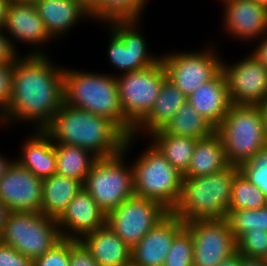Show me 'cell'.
<instances>
[{"label":"cell","instance_id":"obj_1","mask_svg":"<svg viewBox=\"0 0 267 266\" xmlns=\"http://www.w3.org/2000/svg\"><path fill=\"white\" fill-rule=\"evenodd\" d=\"M55 65L48 55L27 54L13 62L11 99L0 126L21 121L44 130L51 123L64 103V67Z\"/></svg>","mask_w":267,"mask_h":266},{"label":"cell","instance_id":"obj_2","mask_svg":"<svg viewBox=\"0 0 267 266\" xmlns=\"http://www.w3.org/2000/svg\"><path fill=\"white\" fill-rule=\"evenodd\" d=\"M44 131L54 143L84 148L97 158L121 153L128 137L110 119L65 103Z\"/></svg>","mask_w":267,"mask_h":266},{"label":"cell","instance_id":"obj_3","mask_svg":"<svg viewBox=\"0 0 267 266\" xmlns=\"http://www.w3.org/2000/svg\"><path fill=\"white\" fill-rule=\"evenodd\" d=\"M116 76L65 67L64 103L110 119L129 136L135 126L124 116Z\"/></svg>","mask_w":267,"mask_h":266},{"label":"cell","instance_id":"obj_4","mask_svg":"<svg viewBox=\"0 0 267 266\" xmlns=\"http://www.w3.org/2000/svg\"><path fill=\"white\" fill-rule=\"evenodd\" d=\"M237 166L200 177H183L179 201L172 213L184 223L224 219L231 202V185Z\"/></svg>","mask_w":267,"mask_h":266},{"label":"cell","instance_id":"obj_5","mask_svg":"<svg viewBox=\"0 0 267 266\" xmlns=\"http://www.w3.org/2000/svg\"><path fill=\"white\" fill-rule=\"evenodd\" d=\"M135 139L136 136L129 135L121 153L98 158L83 183V187L106 214L134 195L133 167L127 166L125 160Z\"/></svg>","mask_w":267,"mask_h":266},{"label":"cell","instance_id":"obj_6","mask_svg":"<svg viewBox=\"0 0 267 266\" xmlns=\"http://www.w3.org/2000/svg\"><path fill=\"white\" fill-rule=\"evenodd\" d=\"M141 154L132 164L134 195L159 202L172 212L180 198L183 174L152 143Z\"/></svg>","mask_w":267,"mask_h":266},{"label":"cell","instance_id":"obj_7","mask_svg":"<svg viewBox=\"0 0 267 266\" xmlns=\"http://www.w3.org/2000/svg\"><path fill=\"white\" fill-rule=\"evenodd\" d=\"M223 142L226 159L239 167L267 145L258 105H231L216 128Z\"/></svg>","mask_w":267,"mask_h":266},{"label":"cell","instance_id":"obj_8","mask_svg":"<svg viewBox=\"0 0 267 266\" xmlns=\"http://www.w3.org/2000/svg\"><path fill=\"white\" fill-rule=\"evenodd\" d=\"M57 220L41 212L10 211L0 241L34 260L62 239Z\"/></svg>","mask_w":267,"mask_h":266},{"label":"cell","instance_id":"obj_9","mask_svg":"<svg viewBox=\"0 0 267 266\" xmlns=\"http://www.w3.org/2000/svg\"><path fill=\"white\" fill-rule=\"evenodd\" d=\"M116 76L124 116L136 127L152 110L167 74L162 61Z\"/></svg>","mask_w":267,"mask_h":266},{"label":"cell","instance_id":"obj_10","mask_svg":"<svg viewBox=\"0 0 267 266\" xmlns=\"http://www.w3.org/2000/svg\"><path fill=\"white\" fill-rule=\"evenodd\" d=\"M211 45L200 51H176L161 56L167 79L186 96L222 71V59Z\"/></svg>","mask_w":267,"mask_h":266},{"label":"cell","instance_id":"obj_11","mask_svg":"<svg viewBox=\"0 0 267 266\" xmlns=\"http://www.w3.org/2000/svg\"><path fill=\"white\" fill-rule=\"evenodd\" d=\"M168 213L159 202L133 195L106 214V225L132 248Z\"/></svg>","mask_w":267,"mask_h":266},{"label":"cell","instance_id":"obj_12","mask_svg":"<svg viewBox=\"0 0 267 266\" xmlns=\"http://www.w3.org/2000/svg\"><path fill=\"white\" fill-rule=\"evenodd\" d=\"M139 20L113 21L107 25L110 37L107 56L118 71H138L157 64L161 56L150 55L146 39L138 30ZM148 51V52H147Z\"/></svg>","mask_w":267,"mask_h":266},{"label":"cell","instance_id":"obj_13","mask_svg":"<svg viewBox=\"0 0 267 266\" xmlns=\"http://www.w3.org/2000/svg\"><path fill=\"white\" fill-rule=\"evenodd\" d=\"M192 235L193 266H219L237 251V241L226 219L185 222Z\"/></svg>","mask_w":267,"mask_h":266},{"label":"cell","instance_id":"obj_14","mask_svg":"<svg viewBox=\"0 0 267 266\" xmlns=\"http://www.w3.org/2000/svg\"><path fill=\"white\" fill-rule=\"evenodd\" d=\"M236 63V64H235ZM228 65L222 60L231 105H258L267 100V68L251 53Z\"/></svg>","mask_w":267,"mask_h":266},{"label":"cell","instance_id":"obj_15","mask_svg":"<svg viewBox=\"0 0 267 266\" xmlns=\"http://www.w3.org/2000/svg\"><path fill=\"white\" fill-rule=\"evenodd\" d=\"M43 180L16 160L0 179V201L10 211L40 212Z\"/></svg>","mask_w":267,"mask_h":266},{"label":"cell","instance_id":"obj_16","mask_svg":"<svg viewBox=\"0 0 267 266\" xmlns=\"http://www.w3.org/2000/svg\"><path fill=\"white\" fill-rule=\"evenodd\" d=\"M184 226L169 212L131 248V266H163L175 235Z\"/></svg>","mask_w":267,"mask_h":266},{"label":"cell","instance_id":"obj_17","mask_svg":"<svg viewBox=\"0 0 267 266\" xmlns=\"http://www.w3.org/2000/svg\"><path fill=\"white\" fill-rule=\"evenodd\" d=\"M223 1L224 31L237 40L250 42L267 33V8L253 0ZM258 38V39H257Z\"/></svg>","mask_w":267,"mask_h":266},{"label":"cell","instance_id":"obj_18","mask_svg":"<svg viewBox=\"0 0 267 266\" xmlns=\"http://www.w3.org/2000/svg\"><path fill=\"white\" fill-rule=\"evenodd\" d=\"M3 31L6 34L8 33V38L15 50L17 46H14V40H18L23 44H29V46L30 44L32 46L35 45L34 47L36 49L33 48V52L32 50L29 51L30 53L28 52V55H47L48 53L40 50V47L43 48L42 44L44 45L47 42L49 43V41H53L34 4L10 2Z\"/></svg>","mask_w":267,"mask_h":266},{"label":"cell","instance_id":"obj_19","mask_svg":"<svg viewBox=\"0 0 267 266\" xmlns=\"http://www.w3.org/2000/svg\"><path fill=\"white\" fill-rule=\"evenodd\" d=\"M63 238L81 240L106 225V213L83 187L57 219Z\"/></svg>","mask_w":267,"mask_h":266},{"label":"cell","instance_id":"obj_20","mask_svg":"<svg viewBox=\"0 0 267 266\" xmlns=\"http://www.w3.org/2000/svg\"><path fill=\"white\" fill-rule=\"evenodd\" d=\"M186 100L203 118L217 128L231 106L222 71L213 80L201 84L187 96Z\"/></svg>","mask_w":267,"mask_h":266},{"label":"cell","instance_id":"obj_21","mask_svg":"<svg viewBox=\"0 0 267 266\" xmlns=\"http://www.w3.org/2000/svg\"><path fill=\"white\" fill-rule=\"evenodd\" d=\"M34 5L53 40L67 33L83 18H90L81 0H37Z\"/></svg>","mask_w":267,"mask_h":266},{"label":"cell","instance_id":"obj_22","mask_svg":"<svg viewBox=\"0 0 267 266\" xmlns=\"http://www.w3.org/2000/svg\"><path fill=\"white\" fill-rule=\"evenodd\" d=\"M99 266H131V248L107 225L80 240Z\"/></svg>","mask_w":267,"mask_h":266},{"label":"cell","instance_id":"obj_23","mask_svg":"<svg viewBox=\"0 0 267 266\" xmlns=\"http://www.w3.org/2000/svg\"><path fill=\"white\" fill-rule=\"evenodd\" d=\"M21 147L22 157L16 160L21 166L42 180L56 174L54 142L44 130H34Z\"/></svg>","mask_w":267,"mask_h":266},{"label":"cell","instance_id":"obj_24","mask_svg":"<svg viewBox=\"0 0 267 266\" xmlns=\"http://www.w3.org/2000/svg\"><path fill=\"white\" fill-rule=\"evenodd\" d=\"M183 94L169 79H166L160 89L154 106L150 113L135 127L132 135L147 133L163 128L179 108L187 102ZM145 130V132H144Z\"/></svg>","mask_w":267,"mask_h":266},{"label":"cell","instance_id":"obj_25","mask_svg":"<svg viewBox=\"0 0 267 266\" xmlns=\"http://www.w3.org/2000/svg\"><path fill=\"white\" fill-rule=\"evenodd\" d=\"M230 164L226 159L221 137L217 132L198 139L187 171L183 177H200L226 169Z\"/></svg>","mask_w":267,"mask_h":266},{"label":"cell","instance_id":"obj_26","mask_svg":"<svg viewBox=\"0 0 267 266\" xmlns=\"http://www.w3.org/2000/svg\"><path fill=\"white\" fill-rule=\"evenodd\" d=\"M83 188V182L57 174L43 179L40 212L58 219L75 195Z\"/></svg>","mask_w":267,"mask_h":266},{"label":"cell","instance_id":"obj_27","mask_svg":"<svg viewBox=\"0 0 267 266\" xmlns=\"http://www.w3.org/2000/svg\"><path fill=\"white\" fill-rule=\"evenodd\" d=\"M152 143L165 159L174 166L181 174H184L192 159L197 140L173 134H164L160 129L149 135Z\"/></svg>","mask_w":267,"mask_h":266},{"label":"cell","instance_id":"obj_28","mask_svg":"<svg viewBox=\"0 0 267 266\" xmlns=\"http://www.w3.org/2000/svg\"><path fill=\"white\" fill-rule=\"evenodd\" d=\"M160 130L164 134H173L196 140L206 138L216 132V128L188 102L182 105L173 115V118Z\"/></svg>","mask_w":267,"mask_h":266},{"label":"cell","instance_id":"obj_29","mask_svg":"<svg viewBox=\"0 0 267 266\" xmlns=\"http://www.w3.org/2000/svg\"><path fill=\"white\" fill-rule=\"evenodd\" d=\"M56 174L74 178L84 183L93 163L98 159L89 150L67 144L54 143Z\"/></svg>","mask_w":267,"mask_h":266},{"label":"cell","instance_id":"obj_30","mask_svg":"<svg viewBox=\"0 0 267 266\" xmlns=\"http://www.w3.org/2000/svg\"><path fill=\"white\" fill-rule=\"evenodd\" d=\"M148 0H104L90 15L91 20L108 24L113 21L139 20ZM93 18V19H92Z\"/></svg>","mask_w":267,"mask_h":266},{"label":"cell","instance_id":"obj_31","mask_svg":"<svg viewBox=\"0 0 267 266\" xmlns=\"http://www.w3.org/2000/svg\"><path fill=\"white\" fill-rule=\"evenodd\" d=\"M267 206V197L237 169L231 185V202L228 211L260 209Z\"/></svg>","mask_w":267,"mask_h":266},{"label":"cell","instance_id":"obj_32","mask_svg":"<svg viewBox=\"0 0 267 266\" xmlns=\"http://www.w3.org/2000/svg\"><path fill=\"white\" fill-rule=\"evenodd\" d=\"M225 219L236 241L249 231L262 230L267 232V206L260 209L228 211Z\"/></svg>","mask_w":267,"mask_h":266},{"label":"cell","instance_id":"obj_33","mask_svg":"<svg viewBox=\"0 0 267 266\" xmlns=\"http://www.w3.org/2000/svg\"><path fill=\"white\" fill-rule=\"evenodd\" d=\"M193 252L192 235L184 226L175 235L163 266H193Z\"/></svg>","mask_w":267,"mask_h":266},{"label":"cell","instance_id":"obj_34","mask_svg":"<svg viewBox=\"0 0 267 266\" xmlns=\"http://www.w3.org/2000/svg\"><path fill=\"white\" fill-rule=\"evenodd\" d=\"M238 169L267 197V145Z\"/></svg>","mask_w":267,"mask_h":266},{"label":"cell","instance_id":"obj_35","mask_svg":"<svg viewBox=\"0 0 267 266\" xmlns=\"http://www.w3.org/2000/svg\"><path fill=\"white\" fill-rule=\"evenodd\" d=\"M237 251L246 257L267 260V232L249 231L237 240Z\"/></svg>","mask_w":267,"mask_h":266},{"label":"cell","instance_id":"obj_36","mask_svg":"<svg viewBox=\"0 0 267 266\" xmlns=\"http://www.w3.org/2000/svg\"><path fill=\"white\" fill-rule=\"evenodd\" d=\"M78 240L62 238L49 251L33 260V266H69L70 248Z\"/></svg>","mask_w":267,"mask_h":266},{"label":"cell","instance_id":"obj_37","mask_svg":"<svg viewBox=\"0 0 267 266\" xmlns=\"http://www.w3.org/2000/svg\"><path fill=\"white\" fill-rule=\"evenodd\" d=\"M13 62L0 63V117L6 112L11 99Z\"/></svg>","mask_w":267,"mask_h":266},{"label":"cell","instance_id":"obj_38","mask_svg":"<svg viewBox=\"0 0 267 266\" xmlns=\"http://www.w3.org/2000/svg\"><path fill=\"white\" fill-rule=\"evenodd\" d=\"M0 266H33V260L0 241Z\"/></svg>","mask_w":267,"mask_h":266},{"label":"cell","instance_id":"obj_39","mask_svg":"<svg viewBox=\"0 0 267 266\" xmlns=\"http://www.w3.org/2000/svg\"><path fill=\"white\" fill-rule=\"evenodd\" d=\"M69 266H99L92 257L90 251L78 240L70 248Z\"/></svg>","mask_w":267,"mask_h":266},{"label":"cell","instance_id":"obj_40","mask_svg":"<svg viewBox=\"0 0 267 266\" xmlns=\"http://www.w3.org/2000/svg\"><path fill=\"white\" fill-rule=\"evenodd\" d=\"M0 30V63L14 62L20 55L11 44L8 35Z\"/></svg>","mask_w":267,"mask_h":266},{"label":"cell","instance_id":"obj_41","mask_svg":"<svg viewBox=\"0 0 267 266\" xmlns=\"http://www.w3.org/2000/svg\"><path fill=\"white\" fill-rule=\"evenodd\" d=\"M259 42L251 54L267 68V33L259 39Z\"/></svg>","mask_w":267,"mask_h":266},{"label":"cell","instance_id":"obj_42","mask_svg":"<svg viewBox=\"0 0 267 266\" xmlns=\"http://www.w3.org/2000/svg\"><path fill=\"white\" fill-rule=\"evenodd\" d=\"M240 266H267V260L263 258L246 257L240 253Z\"/></svg>","mask_w":267,"mask_h":266},{"label":"cell","instance_id":"obj_43","mask_svg":"<svg viewBox=\"0 0 267 266\" xmlns=\"http://www.w3.org/2000/svg\"><path fill=\"white\" fill-rule=\"evenodd\" d=\"M104 0H81L83 8L91 15Z\"/></svg>","mask_w":267,"mask_h":266},{"label":"cell","instance_id":"obj_44","mask_svg":"<svg viewBox=\"0 0 267 266\" xmlns=\"http://www.w3.org/2000/svg\"><path fill=\"white\" fill-rule=\"evenodd\" d=\"M219 266H240V253L236 251L220 262Z\"/></svg>","mask_w":267,"mask_h":266},{"label":"cell","instance_id":"obj_45","mask_svg":"<svg viewBox=\"0 0 267 266\" xmlns=\"http://www.w3.org/2000/svg\"><path fill=\"white\" fill-rule=\"evenodd\" d=\"M9 3H10L9 0H0V30H3L5 26Z\"/></svg>","mask_w":267,"mask_h":266},{"label":"cell","instance_id":"obj_46","mask_svg":"<svg viewBox=\"0 0 267 266\" xmlns=\"http://www.w3.org/2000/svg\"><path fill=\"white\" fill-rule=\"evenodd\" d=\"M9 212L10 210L8 209V207L2 201H0V233L4 229Z\"/></svg>","mask_w":267,"mask_h":266},{"label":"cell","instance_id":"obj_47","mask_svg":"<svg viewBox=\"0 0 267 266\" xmlns=\"http://www.w3.org/2000/svg\"><path fill=\"white\" fill-rule=\"evenodd\" d=\"M15 160H8L6 157L0 154V179L7 173L9 167Z\"/></svg>","mask_w":267,"mask_h":266},{"label":"cell","instance_id":"obj_48","mask_svg":"<svg viewBox=\"0 0 267 266\" xmlns=\"http://www.w3.org/2000/svg\"><path fill=\"white\" fill-rule=\"evenodd\" d=\"M258 107L261 111V116L263 120V129H264L265 138L267 141V100L263 103L258 104Z\"/></svg>","mask_w":267,"mask_h":266},{"label":"cell","instance_id":"obj_49","mask_svg":"<svg viewBox=\"0 0 267 266\" xmlns=\"http://www.w3.org/2000/svg\"><path fill=\"white\" fill-rule=\"evenodd\" d=\"M12 3L35 4L37 0H9Z\"/></svg>","mask_w":267,"mask_h":266},{"label":"cell","instance_id":"obj_50","mask_svg":"<svg viewBox=\"0 0 267 266\" xmlns=\"http://www.w3.org/2000/svg\"><path fill=\"white\" fill-rule=\"evenodd\" d=\"M253 1L267 8V0H253Z\"/></svg>","mask_w":267,"mask_h":266}]
</instances>
